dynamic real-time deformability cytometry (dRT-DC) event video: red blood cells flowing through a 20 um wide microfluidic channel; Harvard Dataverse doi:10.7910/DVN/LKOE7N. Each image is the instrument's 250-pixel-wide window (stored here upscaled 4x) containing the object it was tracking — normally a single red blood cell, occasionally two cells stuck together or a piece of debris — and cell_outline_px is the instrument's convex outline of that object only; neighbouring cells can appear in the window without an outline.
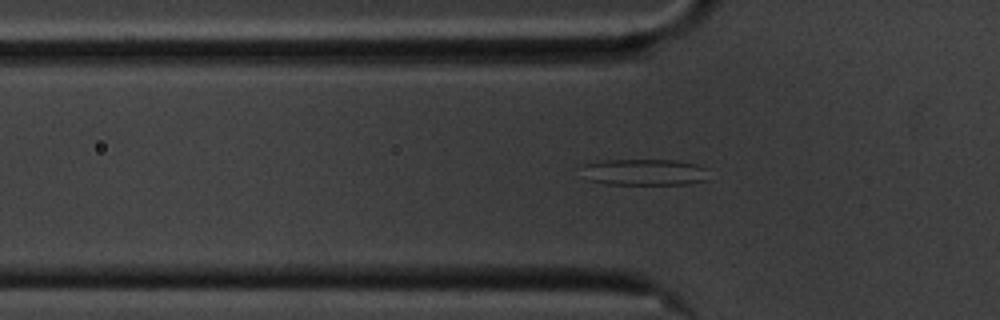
{"species": "common noctule bat (a hibernating species)", "species_latin": "Nyctalus noctula", "temperature_condition": "cold", "stored_images_in_passage": 53, "camera_frame_rate_fps": 3000, "um_per_image_px": 0.085, "animal": {"sex": "male", "body_mass_g": 20.1, "forearm_length_mm": 53.5}, "frame": {"image": 1, "passage_image": 18, "time_ms": 5.667, "image_size_px": [1000, 320], "cell_outline_px": [[708, 180], [688, 184], [604, 184], [588, 180], [584, 164], [604, 160], [676, 160], [696, 164], [708, 168]], "centroid_in_image_um": [54.87, 14.64], "position_along_channel_um": 70.9, "area_um2": 19.54}}
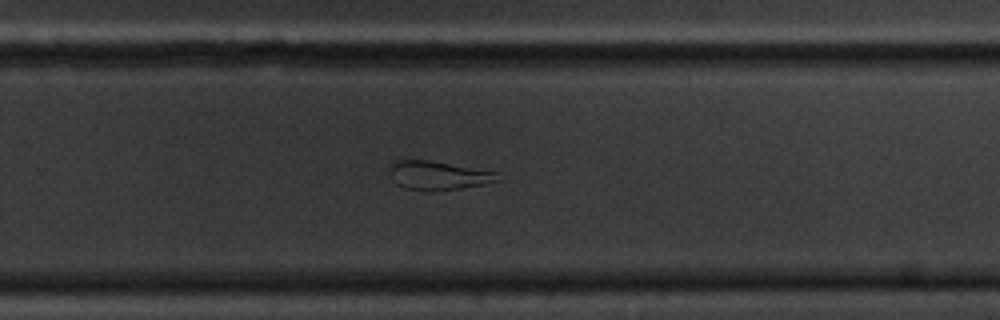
{"frame": {"image": 2, "passage_image": 37, "time_ms": 12.0, "image_size_px": [1000, 320], "cell_outline_px": [[500, 180], [484, 184], [460, 188], [432, 192], [428, 192], [404, 188], [396, 184], [392, 180], [388, 172], [392, 160], [428, 160], [496, 172]], "centroid_in_image_um": [37.16, 14.93], "position_along_channel_um": 292.6, "area_um2": 18.26}}
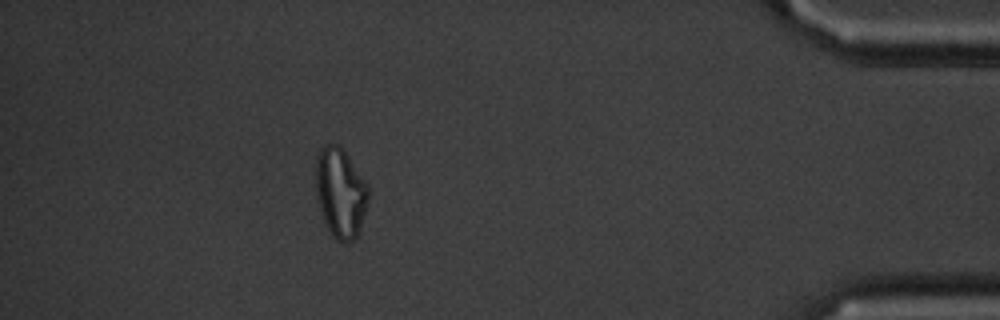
{"frame": {"image": 3, "passage_image": 51, "time_ms": 16.667, "image_size_px": [1000, 320], "cell_outline_px": [[368, 200], [360, 232], [348, 244], [344, 244], [336, 240], [332, 236], [324, 220], [316, 196], [316, 156], [320, 148], [324, 144], [336, 144], [348, 156], [368, 184]], "centroid_in_image_um": [28.94, 16.41], "position_along_channel_um": 406.3, "area_um2": 27.57}}